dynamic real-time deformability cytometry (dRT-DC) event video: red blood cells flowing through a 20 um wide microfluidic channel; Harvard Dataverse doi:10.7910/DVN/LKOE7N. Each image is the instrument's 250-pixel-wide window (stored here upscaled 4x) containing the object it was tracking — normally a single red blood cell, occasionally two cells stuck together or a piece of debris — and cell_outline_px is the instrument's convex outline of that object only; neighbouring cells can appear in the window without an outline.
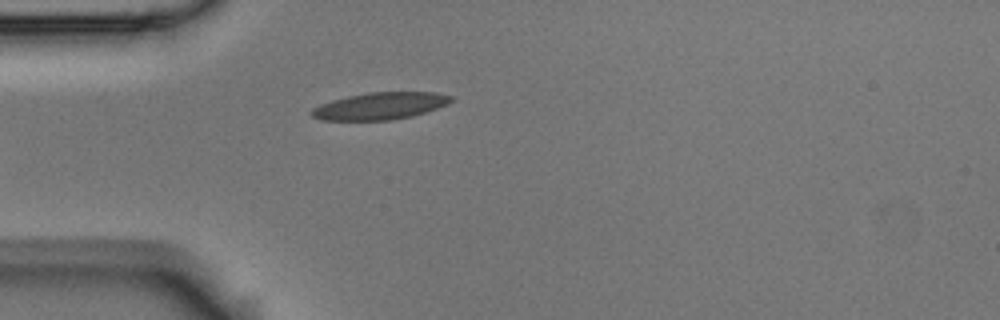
{"species": "Egyptian fruit bat (a non-hibernating species)", "species_latin": "Rousettus aegyptiacus", "temperature_condition": "room temperature", "stored_images_in_passage": 5, "camera_frame_rate_fps": 3000, "um_per_image_px": 0.085, "animal": {"sex": "male"}, "frame": {"image": 1, "passage_image": 5, "time_ms": 1.333, "image_size_px": [1000, 320], "cell_outline_px": [[452, 100], [448, 104], [412, 116], [388, 120], [324, 120], [312, 116], [312, 108], [320, 104], [332, 100], [348, 96], [368, 92], [436, 92], [452, 96]], "centroid_in_image_um": [32.31, 9.0], "position_along_channel_um": 52.7, "area_um2": 21.79}}